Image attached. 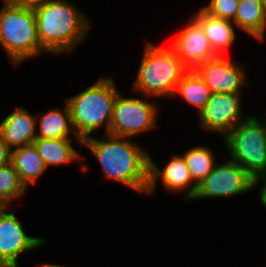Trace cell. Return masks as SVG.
Returning a JSON list of instances; mask_svg holds the SVG:
<instances>
[{
    "label": "cell",
    "instance_id": "obj_19",
    "mask_svg": "<svg viewBox=\"0 0 266 267\" xmlns=\"http://www.w3.org/2000/svg\"><path fill=\"white\" fill-rule=\"evenodd\" d=\"M233 23L240 33L247 34L258 43L266 41V15L260 0L239 1Z\"/></svg>",
    "mask_w": 266,
    "mask_h": 267
},
{
    "label": "cell",
    "instance_id": "obj_29",
    "mask_svg": "<svg viewBox=\"0 0 266 267\" xmlns=\"http://www.w3.org/2000/svg\"><path fill=\"white\" fill-rule=\"evenodd\" d=\"M3 5H10L14 0H1Z\"/></svg>",
    "mask_w": 266,
    "mask_h": 267
},
{
    "label": "cell",
    "instance_id": "obj_16",
    "mask_svg": "<svg viewBox=\"0 0 266 267\" xmlns=\"http://www.w3.org/2000/svg\"><path fill=\"white\" fill-rule=\"evenodd\" d=\"M198 9L191 12L192 16L202 27L212 50L218 56H227L240 38L238 29L233 21L221 19L208 14L199 4ZM235 45V46H234Z\"/></svg>",
    "mask_w": 266,
    "mask_h": 267
},
{
    "label": "cell",
    "instance_id": "obj_9",
    "mask_svg": "<svg viewBox=\"0 0 266 267\" xmlns=\"http://www.w3.org/2000/svg\"><path fill=\"white\" fill-rule=\"evenodd\" d=\"M16 206L0 207V267H20V257L39 251L48 239L29 235ZM39 249V250H38ZM35 250V251H34Z\"/></svg>",
    "mask_w": 266,
    "mask_h": 267
},
{
    "label": "cell",
    "instance_id": "obj_2",
    "mask_svg": "<svg viewBox=\"0 0 266 267\" xmlns=\"http://www.w3.org/2000/svg\"><path fill=\"white\" fill-rule=\"evenodd\" d=\"M34 11L38 40L52 57L73 56L92 32V17L72 0H48Z\"/></svg>",
    "mask_w": 266,
    "mask_h": 267
},
{
    "label": "cell",
    "instance_id": "obj_10",
    "mask_svg": "<svg viewBox=\"0 0 266 267\" xmlns=\"http://www.w3.org/2000/svg\"><path fill=\"white\" fill-rule=\"evenodd\" d=\"M245 93H213L197 117V126L212 136L223 139L238 123L251 113L244 111ZM214 133V134H213Z\"/></svg>",
    "mask_w": 266,
    "mask_h": 267
},
{
    "label": "cell",
    "instance_id": "obj_12",
    "mask_svg": "<svg viewBox=\"0 0 266 267\" xmlns=\"http://www.w3.org/2000/svg\"><path fill=\"white\" fill-rule=\"evenodd\" d=\"M231 55L216 56L194 69L212 94L245 93V90H248L252 85L251 80H249V68H246L248 62L244 61L243 63V61L228 58Z\"/></svg>",
    "mask_w": 266,
    "mask_h": 267
},
{
    "label": "cell",
    "instance_id": "obj_8",
    "mask_svg": "<svg viewBox=\"0 0 266 267\" xmlns=\"http://www.w3.org/2000/svg\"><path fill=\"white\" fill-rule=\"evenodd\" d=\"M223 159H219V163L217 162L207 177L197 185L196 193L190 202L232 199L241 195L244 197L254 191V179L225 155Z\"/></svg>",
    "mask_w": 266,
    "mask_h": 267
},
{
    "label": "cell",
    "instance_id": "obj_5",
    "mask_svg": "<svg viewBox=\"0 0 266 267\" xmlns=\"http://www.w3.org/2000/svg\"><path fill=\"white\" fill-rule=\"evenodd\" d=\"M15 69L27 60L51 55L40 45L35 11L0 4V49Z\"/></svg>",
    "mask_w": 266,
    "mask_h": 267
},
{
    "label": "cell",
    "instance_id": "obj_4",
    "mask_svg": "<svg viewBox=\"0 0 266 267\" xmlns=\"http://www.w3.org/2000/svg\"><path fill=\"white\" fill-rule=\"evenodd\" d=\"M144 42L143 54L130 89L156 100H172L178 83L189 69L169 45L160 46L148 38Z\"/></svg>",
    "mask_w": 266,
    "mask_h": 267
},
{
    "label": "cell",
    "instance_id": "obj_21",
    "mask_svg": "<svg viewBox=\"0 0 266 267\" xmlns=\"http://www.w3.org/2000/svg\"><path fill=\"white\" fill-rule=\"evenodd\" d=\"M193 145L187 149L185 152H181L187 167L189 169L191 178L193 182L198 185L200 184L207 175L212 171L214 165L218 162L216 152L211 146L202 144Z\"/></svg>",
    "mask_w": 266,
    "mask_h": 267
},
{
    "label": "cell",
    "instance_id": "obj_11",
    "mask_svg": "<svg viewBox=\"0 0 266 267\" xmlns=\"http://www.w3.org/2000/svg\"><path fill=\"white\" fill-rule=\"evenodd\" d=\"M167 162L161 163L154 160L150 153L149 186L145 197L158 195V187L162 186L165 192L180 194L181 199L187 203L193 199L197 185L193 182L186 161L181 153L172 151ZM164 164V165H163ZM160 184V185H159Z\"/></svg>",
    "mask_w": 266,
    "mask_h": 267
},
{
    "label": "cell",
    "instance_id": "obj_20",
    "mask_svg": "<svg viewBox=\"0 0 266 267\" xmlns=\"http://www.w3.org/2000/svg\"><path fill=\"white\" fill-rule=\"evenodd\" d=\"M211 94L209 87L202 78L194 70H188L178 83L172 101L173 99L178 101L177 98L181 97L183 103L195 109L194 112L196 113L194 115L197 116L208 103Z\"/></svg>",
    "mask_w": 266,
    "mask_h": 267
},
{
    "label": "cell",
    "instance_id": "obj_30",
    "mask_svg": "<svg viewBox=\"0 0 266 267\" xmlns=\"http://www.w3.org/2000/svg\"><path fill=\"white\" fill-rule=\"evenodd\" d=\"M261 117H262L263 120L266 122V111H265V113H263V116H262V114H261Z\"/></svg>",
    "mask_w": 266,
    "mask_h": 267
},
{
    "label": "cell",
    "instance_id": "obj_26",
    "mask_svg": "<svg viewBox=\"0 0 266 267\" xmlns=\"http://www.w3.org/2000/svg\"><path fill=\"white\" fill-rule=\"evenodd\" d=\"M12 150L0 137V167L6 166L11 163Z\"/></svg>",
    "mask_w": 266,
    "mask_h": 267
},
{
    "label": "cell",
    "instance_id": "obj_15",
    "mask_svg": "<svg viewBox=\"0 0 266 267\" xmlns=\"http://www.w3.org/2000/svg\"><path fill=\"white\" fill-rule=\"evenodd\" d=\"M0 137L13 150L33 144L36 139V115L25 106H15L0 120Z\"/></svg>",
    "mask_w": 266,
    "mask_h": 267
},
{
    "label": "cell",
    "instance_id": "obj_23",
    "mask_svg": "<svg viewBox=\"0 0 266 267\" xmlns=\"http://www.w3.org/2000/svg\"><path fill=\"white\" fill-rule=\"evenodd\" d=\"M201 7L210 15L234 21L239 0H205Z\"/></svg>",
    "mask_w": 266,
    "mask_h": 267
},
{
    "label": "cell",
    "instance_id": "obj_3",
    "mask_svg": "<svg viewBox=\"0 0 266 267\" xmlns=\"http://www.w3.org/2000/svg\"><path fill=\"white\" fill-rule=\"evenodd\" d=\"M112 76L99 75L90 85L65 97L71 111V122L77 137L85 139L103 134H109L113 107L120 87Z\"/></svg>",
    "mask_w": 266,
    "mask_h": 267
},
{
    "label": "cell",
    "instance_id": "obj_24",
    "mask_svg": "<svg viewBox=\"0 0 266 267\" xmlns=\"http://www.w3.org/2000/svg\"><path fill=\"white\" fill-rule=\"evenodd\" d=\"M257 190L260 204L266 208V171L254 180V190Z\"/></svg>",
    "mask_w": 266,
    "mask_h": 267
},
{
    "label": "cell",
    "instance_id": "obj_17",
    "mask_svg": "<svg viewBox=\"0 0 266 267\" xmlns=\"http://www.w3.org/2000/svg\"><path fill=\"white\" fill-rule=\"evenodd\" d=\"M63 100V107H46L43 113L36 112V138L61 139L78 138L71 122V111L68 103Z\"/></svg>",
    "mask_w": 266,
    "mask_h": 267
},
{
    "label": "cell",
    "instance_id": "obj_14",
    "mask_svg": "<svg viewBox=\"0 0 266 267\" xmlns=\"http://www.w3.org/2000/svg\"><path fill=\"white\" fill-rule=\"evenodd\" d=\"M73 143L77 144L79 148L76 149ZM82 143L83 142L79 138H36L33 145L36 147L38 154L42 157L48 170L61 167L62 165L66 166L79 163V169H81L83 173H89L90 167L88 164H85L88 157L82 154Z\"/></svg>",
    "mask_w": 266,
    "mask_h": 267
},
{
    "label": "cell",
    "instance_id": "obj_28",
    "mask_svg": "<svg viewBox=\"0 0 266 267\" xmlns=\"http://www.w3.org/2000/svg\"><path fill=\"white\" fill-rule=\"evenodd\" d=\"M260 3L262 5L263 11H264V13L266 15V0H260Z\"/></svg>",
    "mask_w": 266,
    "mask_h": 267
},
{
    "label": "cell",
    "instance_id": "obj_13",
    "mask_svg": "<svg viewBox=\"0 0 266 267\" xmlns=\"http://www.w3.org/2000/svg\"><path fill=\"white\" fill-rule=\"evenodd\" d=\"M182 23L181 29L172 35L168 45L177 57L189 69L194 70L198 65L218 56L211 48L201 25L191 16Z\"/></svg>",
    "mask_w": 266,
    "mask_h": 267
},
{
    "label": "cell",
    "instance_id": "obj_27",
    "mask_svg": "<svg viewBox=\"0 0 266 267\" xmlns=\"http://www.w3.org/2000/svg\"><path fill=\"white\" fill-rule=\"evenodd\" d=\"M35 267H70V266H67V265H63V264H58L56 262L54 263H49L48 261L47 262H41V263H37L36 262V266ZM74 267V266H73Z\"/></svg>",
    "mask_w": 266,
    "mask_h": 267
},
{
    "label": "cell",
    "instance_id": "obj_25",
    "mask_svg": "<svg viewBox=\"0 0 266 267\" xmlns=\"http://www.w3.org/2000/svg\"><path fill=\"white\" fill-rule=\"evenodd\" d=\"M48 0H14L10 5L19 8L33 9L41 7Z\"/></svg>",
    "mask_w": 266,
    "mask_h": 267
},
{
    "label": "cell",
    "instance_id": "obj_6",
    "mask_svg": "<svg viewBox=\"0 0 266 267\" xmlns=\"http://www.w3.org/2000/svg\"><path fill=\"white\" fill-rule=\"evenodd\" d=\"M254 114L238 123L223 138L222 148L225 147L228 159L255 180L266 171V122Z\"/></svg>",
    "mask_w": 266,
    "mask_h": 267
},
{
    "label": "cell",
    "instance_id": "obj_1",
    "mask_svg": "<svg viewBox=\"0 0 266 267\" xmlns=\"http://www.w3.org/2000/svg\"><path fill=\"white\" fill-rule=\"evenodd\" d=\"M101 136V138H99ZM136 139L99 134L83 141L100 165L102 181L127 187L140 196H146L149 186L150 150ZM147 149V150H146Z\"/></svg>",
    "mask_w": 266,
    "mask_h": 267
},
{
    "label": "cell",
    "instance_id": "obj_22",
    "mask_svg": "<svg viewBox=\"0 0 266 267\" xmlns=\"http://www.w3.org/2000/svg\"><path fill=\"white\" fill-rule=\"evenodd\" d=\"M28 192L12 163L0 167V207H19L18 202H22V199L28 196Z\"/></svg>",
    "mask_w": 266,
    "mask_h": 267
},
{
    "label": "cell",
    "instance_id": "obj_18",
    "mask_svg": "<svg viewBox=\"0 0 266 267\" xmlns=\"http://www.w3.org/2000/svg\"><path fill=\"white\" fill-rule=\"evenodd\" d=\"M11 163L28 190L31 186H36L35 184L39 183L40 178L48 172L42 157L33 144L13 149Z\"/></svg>",
    "mask_w": 266,
    "mask_h": 267
},
{
    "label": "cell",
    "instance_id": "obj_7",
    "mask_svg": "<svg viewBox=\"0 0 266 267\" xmlns=\"http://www.w3.org/2000/svg\"><path fill=\"white\" fill-rule=\"evenodd\" d=\"M133 95L126 96L119 92L113 107L112 121L109 134L133 138L158 130V120L161 118L160 102L146 95L132 91ZM153 99V100H152ZM154 101V102H153ZM160 107V108H159Z\"/></svg>",
    "mask_w": 266,
    "mask_h": 267
}]
</instances>
